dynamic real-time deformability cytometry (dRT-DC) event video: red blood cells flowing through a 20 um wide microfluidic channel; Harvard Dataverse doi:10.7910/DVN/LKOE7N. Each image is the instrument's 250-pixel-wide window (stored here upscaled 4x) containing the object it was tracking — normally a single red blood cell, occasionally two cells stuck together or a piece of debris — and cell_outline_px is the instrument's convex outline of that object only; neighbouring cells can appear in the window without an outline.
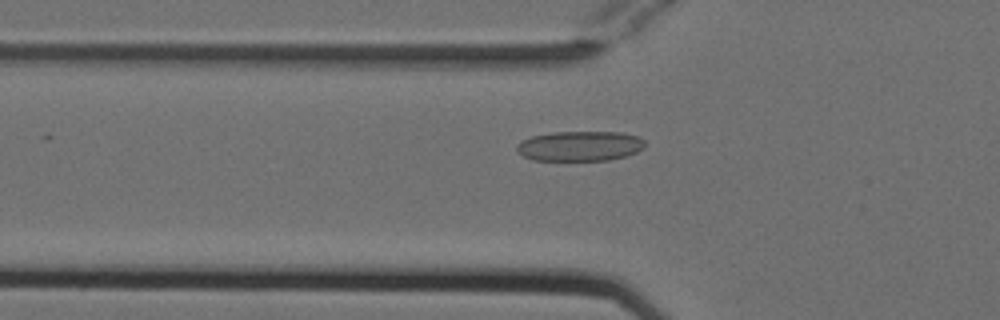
{"species": "Egyptian fruit bat (a non-hibernating species)", "species_latin": "Rousettus aegyptiacus", "temperature_condition": "cold", "stored_images_in_passage": 54, "camera_frame_rate_fps": 3000, "um_per_image_px": 0.085, "animal": {"sex": "female"}, "frame": {"image": 1, "passage_image": 19, "time_ms": 6.0, "image_size_px": [1000, 320], "cell_outline_px": [[644, 148], [636, 152], [624, 156], [608, 160], [532, 160], [516, 152], [516, 144], [520, 140], [532, 136], [552, 132], [620, 132], [636, 136], [644, 140]], "centroid_in_image_um": [49.23, 12.41], "position_along_channel_um": 76.6, "area_um2": 22.43}}
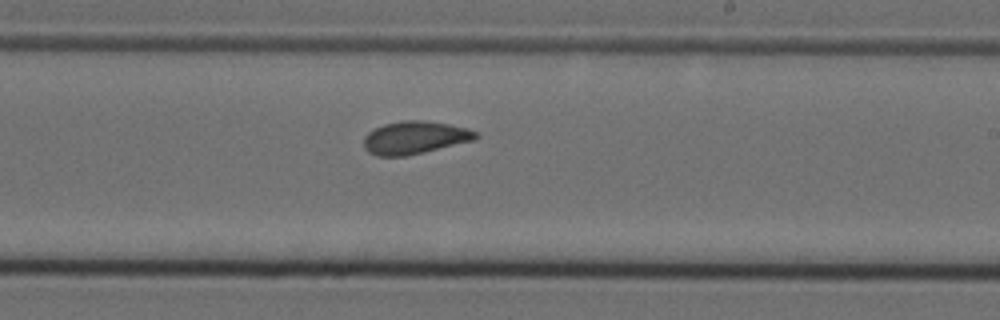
{"frame": {"image": 2, "passage_image": 33, "time_ms": 10.667, "image_size_px": [1000, 320], "cell_outline_px": [[480, 136], [476, 140], [424, 152], [404, 156], [376, 156], [368, 152], [364, 148], [364, 136], [368, 132], [384, 124], [404, 120], [424, 120], [448, 124], [468, 128], [476, 132]], "centroid_in_image_um": [35.27, 11.7], "position_along_channel_um": 253.7, "area_um2": 21.5}}
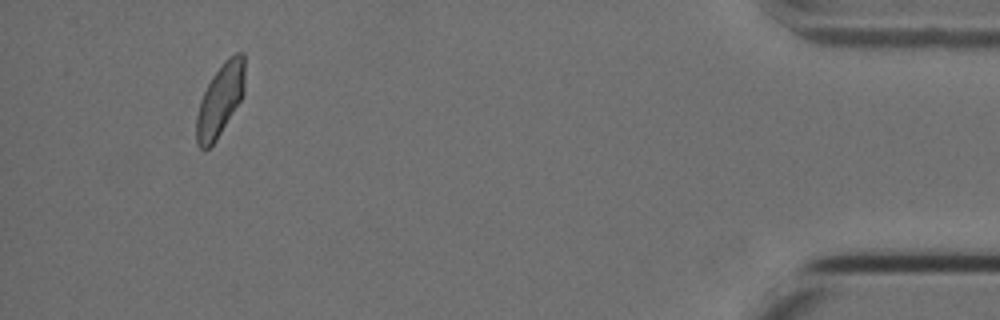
{"frame": {"image": 3, "passage_image": 51, "time_ms": 16.667, "image_size_px": [1000, 320], "cell_outline_px": [[244, 92], [240, 100], [216, 140], [204, 152], [196, 144], [196, 116], [200, 100], [212, 76], [224, 60], [228, 56], [236, 52], [244, 52]], "centroid_in_image_um": [18.69, 8.49], "position_along_channel_um": 416.5, "area_um2": 20.35}, "authors_computed_cell_mechanics": {"area_um2": 21.386, "velocity_mm_per_s": 3.7771, "shape_relaxation_time_tau1_ms": 10.9074, "shape_relaxation_time_tau2_ms": 1.7615, "deformation_change_tau1": 0.1679, "deformation_change_tau2": 0.0865}}